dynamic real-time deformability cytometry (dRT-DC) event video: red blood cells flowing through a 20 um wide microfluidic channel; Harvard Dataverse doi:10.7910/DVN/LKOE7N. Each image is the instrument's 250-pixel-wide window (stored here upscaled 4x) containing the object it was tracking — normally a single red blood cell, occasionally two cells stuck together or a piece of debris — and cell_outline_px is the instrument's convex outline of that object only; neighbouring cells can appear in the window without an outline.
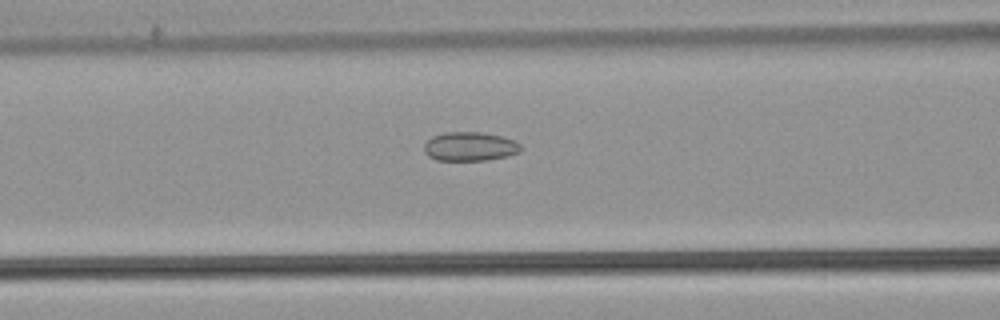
{"species": "common noctule bat (a hibernating species)", "species_latin": "Nyctalus noctula", "temperature_condition": "warm", "stored_images_in_passage": 37, "segment_of_instrument_passage": [1, 2], "camera_frame_rate_fps": 3000, "um_per_image_px": 0.085, "animal": {"sex": "male", "body_mass_g": 21.5, "forearm_length_mm": 52.0}, "frame": {"image": 1, "passage_image": 16, "time_ms": 5.0, "image_size_px": [1000, 320], "cell_outline_px": [[520, 152], [508, 156], [488, 160], [436, 160], [428, 156], [424, 152], [424, 144], [432, 136], [444, 132], [480, 132], [500, 136], [512, 140], [520, 144]], "centroid_in_image_um": [39.91, 12.45], "position_along_channel_um": 126.7, "area_um2": 16.3}}
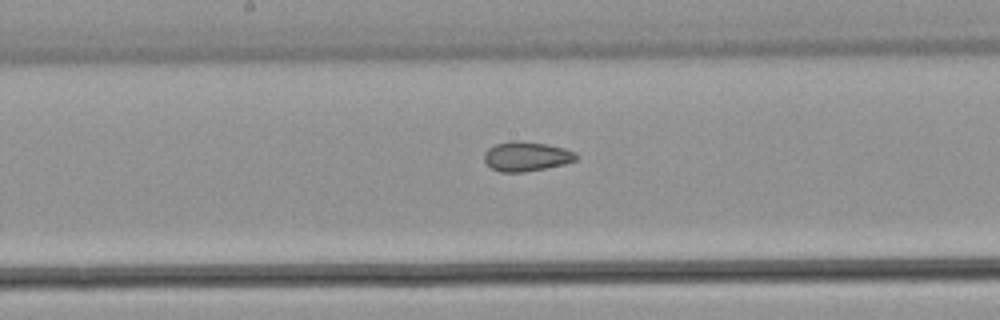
{"frame": {"image": 2, "passage_image": 22, "time_ms": 7.0, "image_size_px": [1000, 320], "cell_outline_px": [[580, 156], [576, 160], [564, 164], [524, 172], [500, 172], [492, 168], [484, 160], [484, 152], [488, 148], [496, 144], [512, 140], [516, 140], [548, 144], [564, 148], [576, 152]], "centroid_in_image_um": [44.76, 13.28], "position_along_channel_um": 203.4, "area_um2": 15.9}}
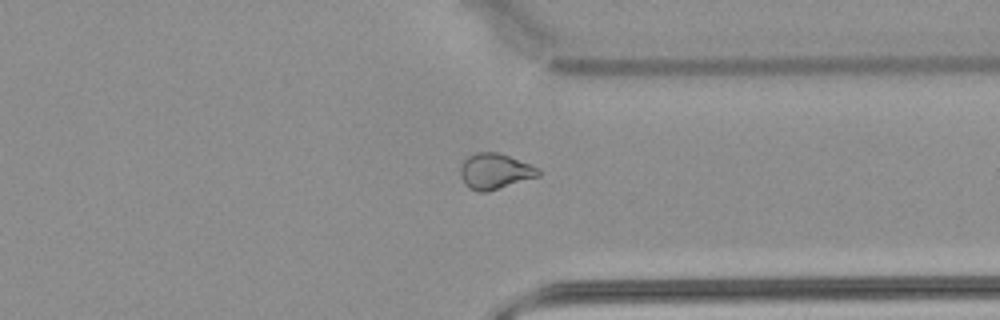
{"frame": {"image": 3, "passage_image": 35, "time_ms": 11.333, "image_size_px": [1000, 320], "cell_outline_px": [[540, 176], [488, 192], [476, 192], [468, 188], [464, 184], [460, 176], [460, 168], [464, 160], [468, 156], [476, 152], [496, 152], [508, 156], [540, 168]], "centroid_in_image_um": [42.05, 14.58], "position_along_channel_um": 369.3, "area_um2": 16.36}}